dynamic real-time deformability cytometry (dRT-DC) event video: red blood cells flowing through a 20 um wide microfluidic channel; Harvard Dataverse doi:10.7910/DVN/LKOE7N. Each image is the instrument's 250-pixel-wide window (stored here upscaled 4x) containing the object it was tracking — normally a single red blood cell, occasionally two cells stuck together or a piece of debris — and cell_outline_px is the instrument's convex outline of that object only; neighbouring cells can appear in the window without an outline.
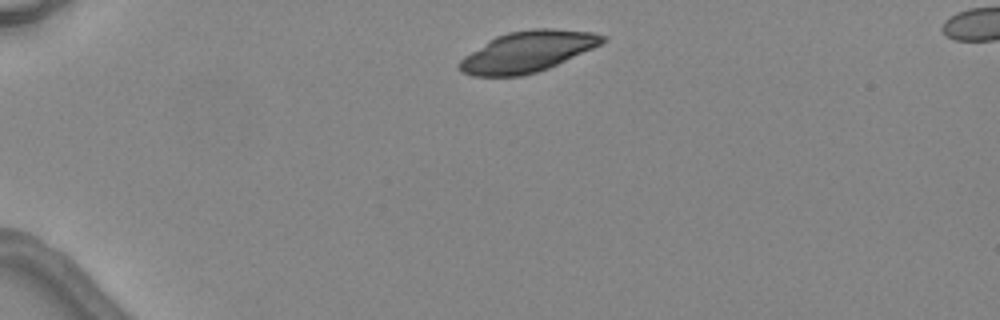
{"species": "common noctule bat (a hibernating species)", "species_latin": "Nyctalus noctula", "temperature_condition": "warm", "stored_images_in_passage": 3, "segment_of_instrument_passage": [1, 2], "camera_frame_rate_fps": 3000, "um_per_image_px": 0.085, "animal": {"sex": "female", "body_mass_g": 24.6, "forearm_length_mm": 56.2}, "frame": {"image": 1, "passage_image": 1, "time_ms": 0.0, "image_size_px": [1000, 320], "cell_outline_px": [[608, 40], [592, 48], [548, 68], [536, 72], [520, 76], [472, 76], [460, 72], [456, 64], [464, 56], [496, 36], [508, 32], [536, 28], [552, 28], [592, 32], [608, 36]], "centroid_in_image_um": [44.82, 4.39], "position_along_channel_um": 40.2, "area_um2": 33.93}}